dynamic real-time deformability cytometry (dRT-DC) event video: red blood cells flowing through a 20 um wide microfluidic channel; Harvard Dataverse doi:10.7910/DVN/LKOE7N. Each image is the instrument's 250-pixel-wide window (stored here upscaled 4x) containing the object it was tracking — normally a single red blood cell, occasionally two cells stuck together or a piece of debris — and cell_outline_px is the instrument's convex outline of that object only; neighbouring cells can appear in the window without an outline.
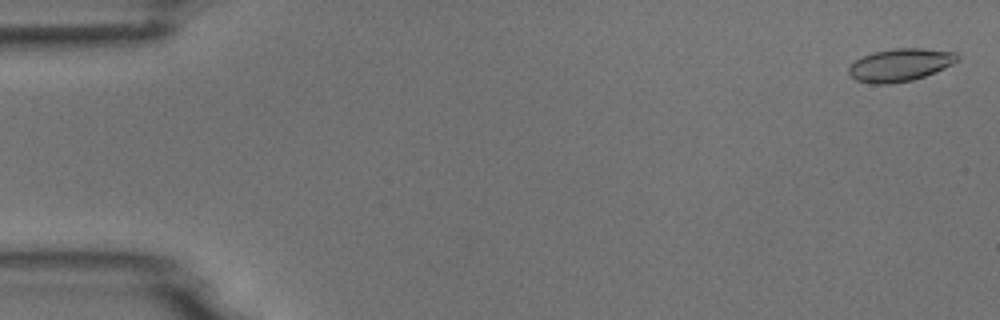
{"species": "common noctule bat (a hibernating species)", "species_latin": "Nyctalus noctula", "temperature_condition": "room temperature", "stored_images_in_passage": 5, "camera_frame_rate_fps": 3000, "um_per_image_px": 0.085, "animal": {"sex": "male", "body_mass_g": 18.8}, "frame": {"image": 1, "passage_image": 1, "time_ms": 0.0, "image_size_px": [1000, 320], "cell_outline_px": [[960, 60], [936, 72], [912, 80], [888, 84], [872, 84], [856, 80], [848, 72], [848, 68], [856, 60], [872, 52], [896, 48], [924, 48], [956, 52], [960, 56]], "centroid_in_image_um": [76.55, 5.51], "position_along_channel_um": 8.5, "area_um2": 20.75}}
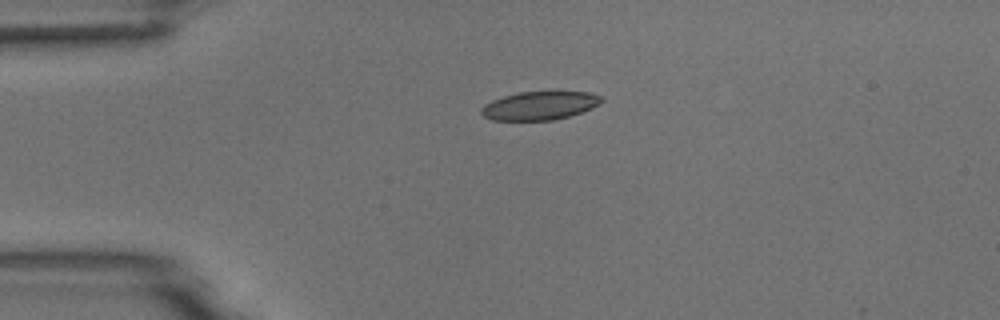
{"frame": {"image": 2, "passage_image": 4, "time_ms": 3.667, "image_size_px": [1000, 320], "cell_outline_px": [[604, 100], [600, 104], [592, 108], [568, 116], [552, 120], [492, 120], [484, 116], [480, 112], [480, 108], [484, 104], [492, 100], [504, 96], [520, 92], [588, 92], [600, 96]], "centroid_in_image_um": [45.85, 8.98], "position_along_channel_um": 39.2, "area_um2": 19.77}}